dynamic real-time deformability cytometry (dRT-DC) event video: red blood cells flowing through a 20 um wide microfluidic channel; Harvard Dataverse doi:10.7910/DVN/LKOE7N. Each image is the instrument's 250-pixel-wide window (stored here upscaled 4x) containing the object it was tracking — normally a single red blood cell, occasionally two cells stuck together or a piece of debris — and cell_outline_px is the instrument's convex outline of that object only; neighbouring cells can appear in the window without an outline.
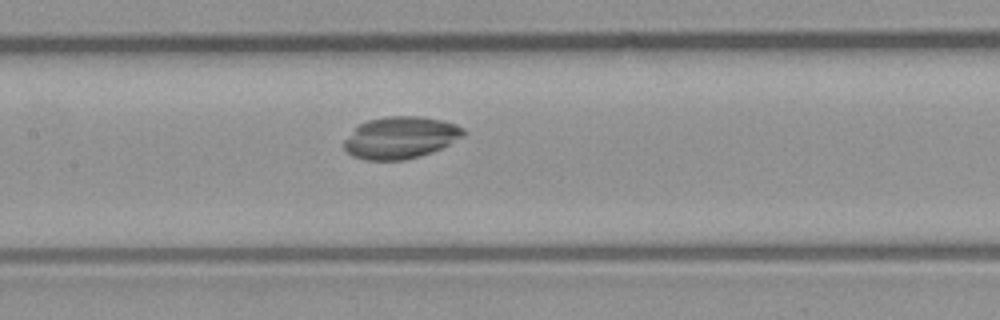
{"species": "common noctule bat (a hibernating species)", "species_latin": "Nyctalus noctula", "temperature_condition": "room temperature", "stored_images_in_passage": 42, "camera_frame_rate_fps": 3000, "um_per_image_px": 0.085, "animal": {"sex": "male", "body_mass_g": 23.1, "forearm_length_mm": 52.7}, "frame": {"image": 1, "passage_image": 15, "time_ms": 4.667, "image_size_px": [1000, 320], "cell_outline_px": [[468, 132], [464, 136], [432, 152], [420, 156], [404, 160], [364, 160], [352, 156], [344, 148], [344, 140], [360, 124], [368, 120], [384, 116], [420, 116], [440, 120], [456, 124], [464, 128]], "centroid_in_image_um": [34.06, 11.7], "position_along_channel_um": 173.3, "area_um2": 29.19}}
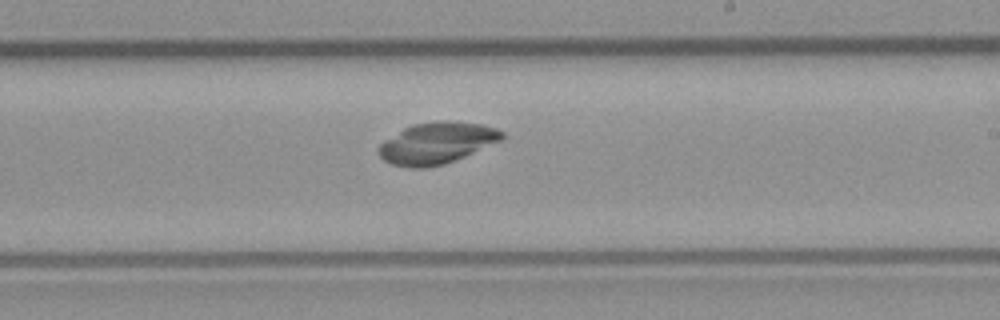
{"frame": {"image": 2, "passage_image": 21, "time_ms": 6.667, "image_size_px": [1000, 320], "cell_outline_px": [[504, 140], [444, 164], [428, 168], [412, 168], [392, 164], [384, 160], [380, 156], [380, 144], [384, 140], [404, 128], [412, 124], [440, 120], [448, 120], [480, 124], [496, 128], [504, 132]], "centroid_in_image_um": [37.16, 12.15], "position_along_channel_um": 251.8, "area_um2": 29.77}}
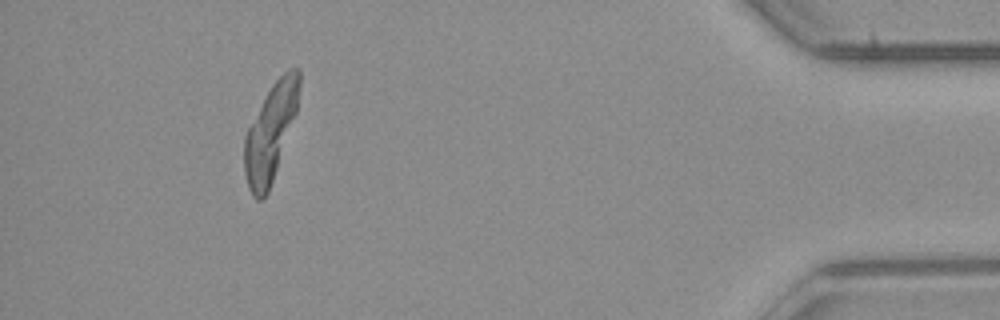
{"frame": {"image": 3, "passage_image": 38, "time_ms": 12.333, "image_size_px": [1000, 320], "cell_outline_px": [[300, 88], [296, 112], [268, 192], [264, 200], [256, 200], [252, 196], [244, 172], [244, 136], [248, 128], [272, 84], [288, 68], [300, 68]], "centroid_in_image_um": [22.99, 11.26], "position_along_channel_um": 412.2, "area_um2": 30.35}}